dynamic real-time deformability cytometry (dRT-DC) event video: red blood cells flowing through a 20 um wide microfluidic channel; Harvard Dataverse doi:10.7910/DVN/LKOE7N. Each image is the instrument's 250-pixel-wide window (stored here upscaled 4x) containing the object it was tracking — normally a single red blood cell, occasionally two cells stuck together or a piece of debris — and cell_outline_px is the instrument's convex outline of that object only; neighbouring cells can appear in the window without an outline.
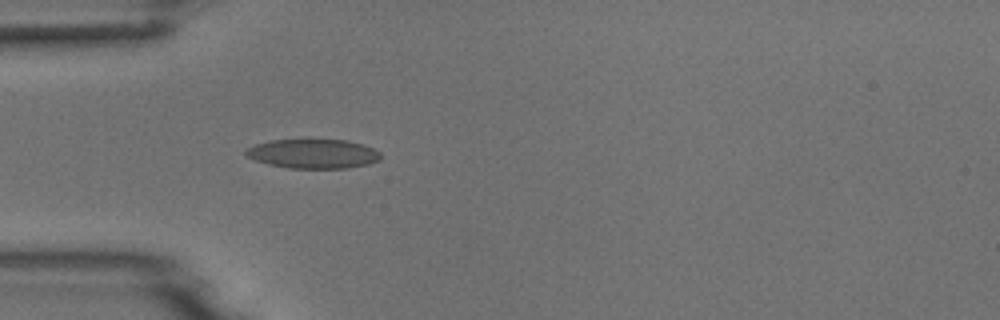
{"species": "common noctule bat (a hibernating species)", "species_latin": "Nyctalus noctula", "temperature_condition": "room temperature", "stored_images_in_passage": 1, "camera_frame_rate_fps": 3000, "um_per_image_px": 0.085, "animal": {"sex": "male", "body_mass_g": 18.8}, "frame": {"image": 1, "passage_image": 1, "time_ms": 0.0, "image_size_px": [1000, 320], "cell_outline_px": [[380, 160], [368, 164], [348, 168], [288, 168], [268, 164], [256, 160], [248, 156], [244, 152], [248, 148], [256, 144], [272, 140], [348, 140], [364, 144], [380, 152]], "centroid_in_image_um": [26.65, 13.07], "position_along_channel_um": 58.3, "area_um2": 22.89}}